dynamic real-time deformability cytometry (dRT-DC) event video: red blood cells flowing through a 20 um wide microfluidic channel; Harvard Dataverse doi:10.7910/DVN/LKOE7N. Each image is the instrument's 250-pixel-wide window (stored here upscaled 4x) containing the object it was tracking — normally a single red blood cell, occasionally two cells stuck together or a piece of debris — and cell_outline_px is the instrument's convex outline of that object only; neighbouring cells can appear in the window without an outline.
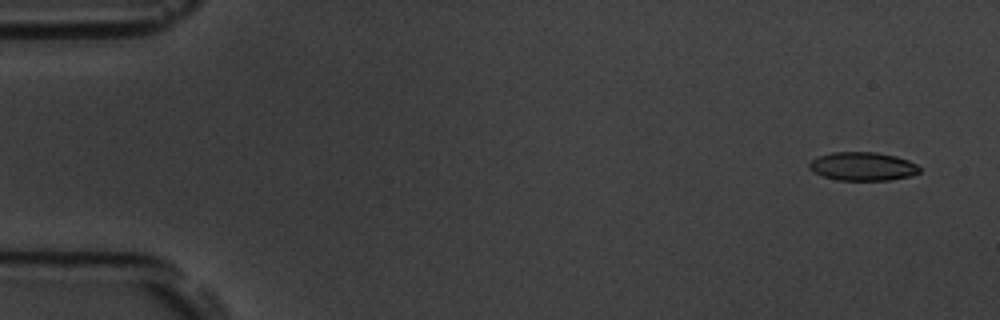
{"species": "common noctule bat (a hibernating species)", "species_latin": "Nyctalus noctula", "temperature_condition": "room temperature", "stored_images_in_passage": 11, "camera_frame_rate_fps": 3000, "um_per_image_px": 0.085, "animal": {"sex": "male", "body_mass_g": 19.5, "forearm_length_mm": 54.6}, "frame": {"image": 1, "passage_image": 1, "time_ms": 0.0, "image_size_px": [1000, 320], "cell_outline_px": [[920, 172], [912, 176], [888, 180], [836, 180], [824, 176], [816, 172], [808, 164], [812, 160], [820, 156], [832, 152], [876, 152], [896, 156], [908, 160], [916, 164], [920, 168]], "centroid_in_image_um": [73.38, 14.14], "position_along_channel_um": 11.6, "area_um2": 18.15}}
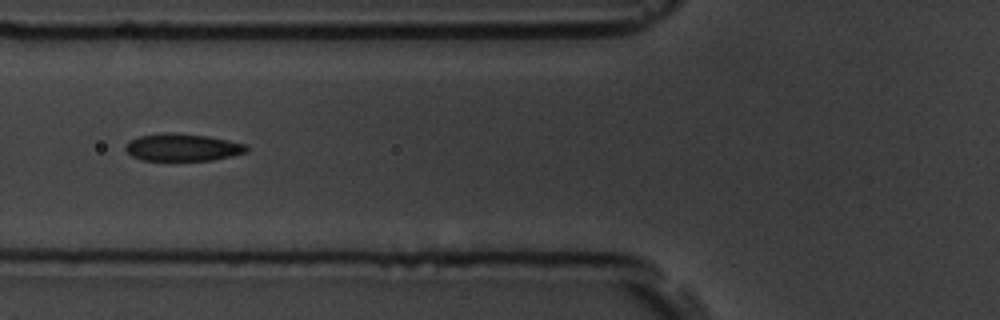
{"frame": {"image": 2, "passage_image": 6, "time_ms": 6.333, "image_size_px": [1000, 320], "cell_outline_px": [[248, 152], [232, 156], [212, 160], [144, 160], [132, 156], [124, 148], [124, 144], [128, 140], [140, 136], [160, 132], [172, 132], [208, 136], [248, 144]], "centroid_in_image_um": [15.52, 12.51], "position_along_channel_um": 110.3, "area_um2": 19.54}}
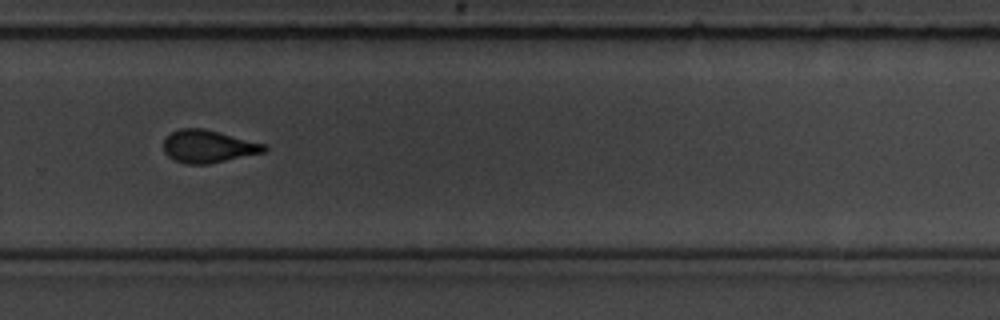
{"frame": {"image": 3, "passage_image": 11, "time_ms": 12.0, "image_size_px": [1000, 320], "cell_outline_px": [[268, 148], [264, 152], [208, 164], [184, 164], [168, 156], [164, 152], [164, 140], [172, 132], [180, 128], [204, 128], [268, 144]], "centroid_in_image_um": [17.72, 12.44], "position_along_channel_um": 312.1, "area_um2": 19.19}}